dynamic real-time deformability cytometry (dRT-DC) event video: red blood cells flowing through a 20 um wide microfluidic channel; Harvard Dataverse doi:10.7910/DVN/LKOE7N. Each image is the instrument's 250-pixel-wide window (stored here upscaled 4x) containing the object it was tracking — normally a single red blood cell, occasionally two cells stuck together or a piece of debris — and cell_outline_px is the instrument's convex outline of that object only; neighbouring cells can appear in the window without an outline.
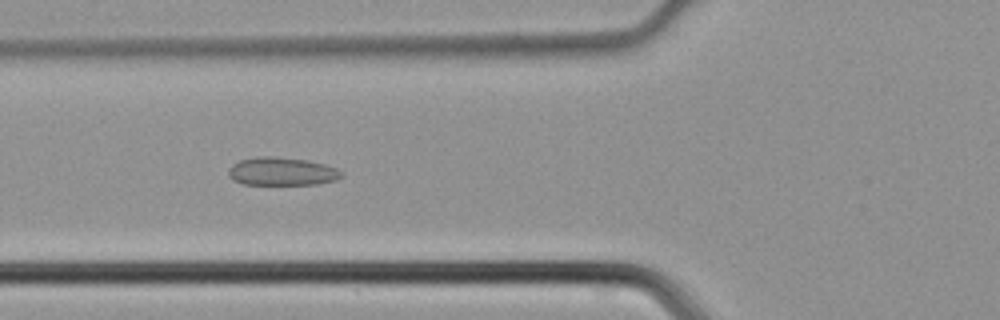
{"species": "common noctule bat (a hibernating species)", "species_latin": "Nyctalus noctula", "temperature_condition": "cold", "stored_images_in_passage": 43, "camera_frame_rate_fps": 3000, "um_per_image_px": 0.085, "animal": {"sex": "male", "body_mass_g": 21.5, "forearm_length_mm": 52.0}, "frame": {"image": 1, "passage_image": 15, "time_ms": 4.667, "image_size_px": [1000, 320], "cell_outline_px": [[344, 176], [336, 180], [320, 184], [244, 184], [232, 180], [228, 176], [228, 168], [232, 164], [240, 160], [260, 156], [272, 156], [308, 160], [324, 164], [336, 168], [344, 172]], "centroid_in_image_um": [23.97, 14.57], "position_along_channel_um": 101.8, "area_um2": 18.73}}
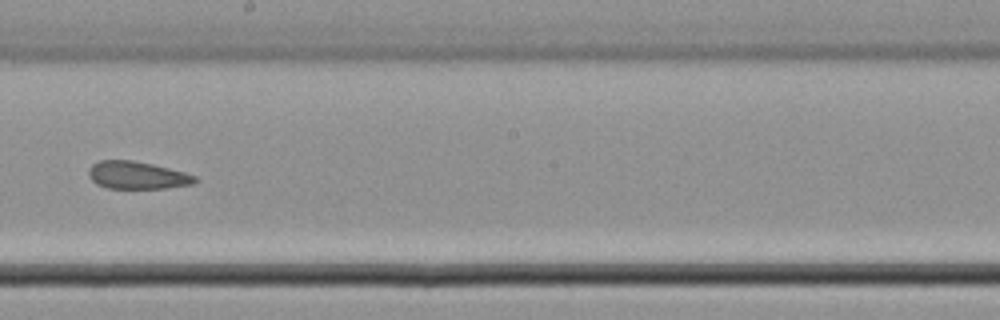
{"frame": {"image": 2, "passage_image": 24, "time_ms": 7.667, "image_size_px": [1000, 320], "cell_outline_px": [[196, 180], [192, 184], [164, 188], [108, 188], [96, 184], [88, 176], [88, 168], [92, 164], [100, 160], [132, 160], [152, 164], [184, 172], [196, 176]], "centroid_in_image_um": [11.61, 14.89], "position_along_channel_um": 236.6, "area_um2": 16.99}}
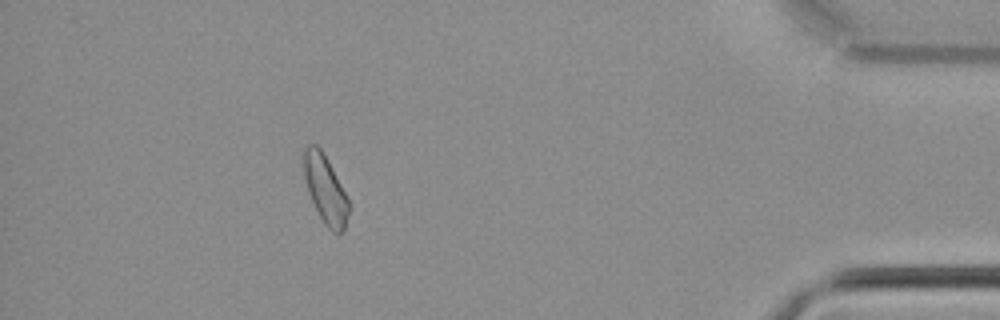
{"frame": {"image": 3, "passage_image": 39, "time_ms": 12.667, "image_size_px": [1000, 320], "cell_outline_px": [[348, 216], [344, 232], [340, 236], [332, 232], [324, 224], [312, 200], [304, 176], [304, 148], [308, 144], [316, 144], [320, 148], [328, 160], [348, 200]], "centroid_in_image_um": [27.66, 16.13], "position_along_channel_um": 407.5, "area_um2": 17.51}}